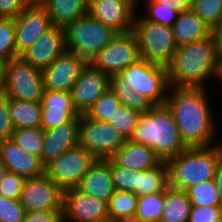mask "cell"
Wrapping results in <instances>:
<instances>
[{"label": "cell", "instance_id": "1", "mask_svg": "<svg viewBox=\"0 0 222 222\" xmlns=\"http://www.w3.org/2000/svg\"><path fill=\"white\" fill-rule=\"evenodd\" d=\"M165 104L171 110L176 126L187 147L211 146L216 124L203 87H169ZM174 89V90H173Z\"/></svg>", "mask_w": 222, "mask_h": 222}, {"label": "cell", "instance_id": "2", "mask_svg": "<svg viewBox=\"0 0 222 222\" xmlns=\"http://www.w3.org/2000/svg\"><path fill=\"white\" fill-rule=\"evenodd\" d=\"M219 53L213 35L178 46L167 66L168 83L173 87H205L209 77H218Z\"/></svg>", "mask_w": 222, "mask_h": 222}, {"label": "cell", "instance_id": "3", "mask_svg": "<svg viewBox=\"0 0 222 222\" xmlns=\"http://www.w3.org/2000/svg\"><path fill=\"white\" fill-rule=\"evenodd\" d=\"M129 140L149 146L165 162L187 148L166 104L154 105L140 114Z\"/></svg>", "mask_w": 222, "mask_h": 222}, {"label": "cell", "instance_id": "4", "mask_svg": "<svg viewBox=\"0 0 222 222\" xmlns=\"http://www.w3.org/2000/svg\"><path fill=\"white\" fill-rule=\"evenodd\" d=\"M222 157V143L206 147H187L167 163L169 187L185 191L190 186L214 180Z\"/></svg>", "mask_w": 222, "mask_h": 222}, {"label": "cell", "instance_id": "5", "mask_svg": "<svg viewBox=\"0 0 222 222\" xmlns=\"http://www.w3.org/2000/svg\"><path fill=\"white\" fill-rule=\"evenodd\" d=\"M118 32L89 13L64 28L67 51L90 62Z\"/></svg>", "mask_w": 222, "mask_h": 222}, {"label": "cell", "instance_id": "6", "mask_svg": "<svg viewBox=\"0 0 222 222\" xmlns=\"http://www.w3.org/2000/svg\"><path fill=\"white\" fill-rule=\"evenodd\" d=\"M132 32L136 36L141 59L165 67L169 65L177 49L172 27L135 16Z\"/></svg>", "mask_w": 222, "mask_h": 222}, {"label": "cell", "instance_id": "7", "mask_svg": "<svg viewBox=\"0 0 222 222\" xmlns=\"http://www.w3.org/2000/svg\"><path fill=\"white\" fill-rule=\"evenodd\" d=\"M125 86L150 100L154 105H163L170 90L167 67L140 59L120 73Z\"/></svg>", "mask_w": 222, "mask_h": 222}, {"label": "cell", "instance_id": "8", "mask_svg": "<svg viewBox=\"0 0 222 222\" xmlns=\"http://www.w3.org/2000/svg\"><path fill=\"white\" fill-rule=\"evenodd\" d=\"M6 95L16 100L41 102L44 93L42 70L21 57L2 63Z\"/></svg>", "mask_w": 222, "mask_h": 222}, {"label": "cell", "instance_id": "9", "mask_svg": "<svg viewBox=\"0 0 222 222\" xmlns=\"http://www.w3.org/2000/svg\"><path fill=\"white\" fill-rule=\"evenodd\" d=\"M97 159L77 145L45 165L44 173L63 191L76 188Z\"/></svg>", "mask_w": 222, "mask_h": 222}, {"label": "cell", "instance_id": "10", "mask_svg": "<svg viewBox=\"0 0 222 222\" xmlns=\"http://www.w3.org/2000/svg\"><path fill=\"white\" fill-rule=\"evenodd\" d=\"M141 59L136 36L132 31L118 33L90 63L99 71L108 74L121 73L126 67Z\"/></svg>", "mask_w": 222, "mask_h": 222}, {"label": "cell", "instance_id": "11", "mask_svg": "<svg viewBox=\"0 0 222 222\" xmlns=\"http://www.w3.org/2000/svg\"><path fill=\"white\" fill-rule=\"evenodd\" d=\"M125 139L108 122H99L80 115L79 145L96 159H110Z\"/></svg>", "mask_w": 222, "mask_h": 222}, {"label": "cell", "instance_id": "12", "mask_svg": "<svg viewBox=\"0 0 222 222\" xmlns=\"http://www.w3.org/2000/svg\"><path fill=\"white\" fill-rule=\"evenodd\" d=\"M63 192L44 173L42 176L25 179L19 201L26 213L47 209H62Z\"/></svg>", "mask_w": 222, "mask_h": 222}, {"label": "cell", "instance_id": "13", "mask_svg": "<svg viewBox=\"0 0 222 222\" xmlns=\"http://www.w3.org/2000/svg\"><path fill=\"white\" fill-rule=\"evenodd\" d=\"M109 88L110 76L88 62L70 91L77 112L85 114Z\"/></svg>", "mask_w": 222, "mask_h": 222}, {"label": "cell", "instance_id": "14", "mask_svg": "<svg viewBox=\"0 0 222 222\" xmlns=\"http://www.w3.org/2000/svg\"><path fill=\"white\" fill-rule=\"evenodd\" d=\"M88 62L70 51L42 70L44 90L70 92Z\"/></svg>", "mask_w": 222, "mask_h": 222}, {"label": "cell", "instance_id": "15", "mask_svg": "<svg viewBox=\"0 0 222 222\" xmlns=\"http://www.w3.org/2000/svg\"><path fill=\"white\" fill-rule=\"evenodd\" d=\"M106 201L84 194L76 188L63 192L64 221L90 222L98 221L108 216Z\"/></svg>", "mask_w": 222, "mask_h": 222}, {"label": "cell", "instance_id": "16", "mask_svg": "<svg viewBox=\"0 0 222 222\" xmlns=\"http://www.w3.org/2000/svg\"><path fill=\"white\" fill-rule=\"evenodd\" d=\"M67 51L64 29L52 25L20 57L43 70Z\"/></svg>", "mask_w": 222, "mask_h": 222}, {"label": "cell", "instance_id": "17", "mask_svg": "<svg viewBox=\"0 0 222 222\" xmlns=\"http://www.w3.org/2000/svg\"><path fill=\"white\" fill-rule=\"evenodd\" d=\"M14 21L17 57L52 26L46 9L39 6H28Z\"/></svg>", "mask_w": 222, "mask_h": 222}, {"label": "cell", "instance_id": "18", "mask_svg": "<svg viewBox=\"0 0 222 222\" xmlns=\"http://www.w3.org/2000/svg\"><path fill=\"white\" fill-rule=\"evenodd\" d=\"M137 1H89L88 13L118 33L133 30Z\"/></svg>", "mask_w": 222, "mask_h": 222}, {"label": "cell", "instance_id": "19", "mask_svg": "<svg viewBox=\"0 0 222 222\" xmlns=\"http://www.w3.org/2000/svg\"><path fill=\"white\" fill-rule=\"evenodd\" d=\"M79 135L80 117H74L58 127L44 130L41 163L45 166L67 150L79 145Z\"/></svg>", "mask_w": 222, "mask_h": 222}, {"label": "cell", "instance_id": "20", "mask_svg": "<svg viewBox=\"0 0 222 222\" xmlns=\"http://www.w3.org/2000/svg\"><path fill=\"white\" fill-rule=\"evenodd\" d=\"M80 117L73 105L71 92L44 90L41 100V128L52 129Z\"/></svg>", "mask_w": 222, "mask_h": 222}, {"label": "cell", "instance_id": "21", "mask_svg": "<svg viewBox=\"0 0 222 222\" xmlns=\"http://www.w3.org/2000/svg\"><path fill=\"white\" fill-rule=\"evenodd\" d=\"M0 161L9 172L26 178H34L44 174L45 166L40 158L28 154L11 139L0 143Z\"/></svg>", "mask_w": 222, "mask_h": 222}, {"label": "cell", "instance_id": "22", "mask_svg": "<svg viewBox=\"0 0 222 222\" xmlns=\"http://www.w3.org/2000/svg\"><path fill=\"white\" fill-rule=\"evenodd\" d=\"M110 159L120 168L136 172L155 168L163 162L149 146L131 140H125Z\"/></svg>", "mask_w": 222, "mask_h": 222}, {"label": "cell", "instance_id": "23", "mask_svg": "<svg viewBox=\"0 0 222 222\" xmlns=\"http://www.w3.org/2000/svg\"><path fill=\"white\" fill-rule=\"evenodd\" d=\"M76 189L108 203L116 191L112 180L110 159H97Z\"/></svg>", "mask_w": 222, "mask_h": 222}, {"label": "cell", "instance_id": "24", "mask_svg": "<svg viewBox=\"0 0 222 222\" xmlns=\"http://www.w3.org/2000/svg\"><path fill=\"white\" fill-rule=\"evenodd\" d=\"M172 29L177 47L207 38L212 32L191 9L179 13Z\"/></svg>", "mask_w": 222, "mask_h": 222}, {"label": "cell", "instance_id": "25", "mask_svg": "<svg viewBox=\"0 0 222 222\" xmlns=\"http://www.w3.org/2000/svg\"><path fill=\"white\" fill-rule=\"evenodd\" d=\"M43 7L52 25L64 29L72 21L88 14L89 0H48Z\"/></svg>", "mask_w": 222, "mask_h": 222}, {"label": "cell", "instance_id": "26", "mask_svg": "<svg viewBox=\"0 0 222 222\" xmlns=\"http://www.w3.org/2000/svg\"><path fill=\"white\" fill-rule=\"evenodd\" d=\"M9 112L14 130L41 128V102L10 98Z\"/></svg>", "mask_w": 222, "mask_h": 222}, {"label": "cell", "instance_id": "27", "mask_svg": "<svg viewBox=\"0 0 222 222\" xmlns=\"http://www.w3.org/2000/svg\"><path fill=\"white\" fill-rule=\"evenodd\" d=\"M191 203L185 191L168 188L160 222H188Z\"/></svg>", "mask_w": 222, "mask_h": 222}, {"label": "cell", "instance_id": "28", "mask_svg": "<svg viewBox=\"0 0 222 222\" xmlns=\"http://www.w3.org/2000/svg\"><path fill=\"white\" fill-rule=\"evenodd\" d=\"M168 188V168L165 161L155 168L138 171L137 191L135 192L138 197L165 192Z\"/></svg>", "mask_w": 222, "mask_h": 222}, {"label": "cell", "instance_id": "29", "mask_svg": "<svg viewBox=\"0 0 222 222\" xmlns=\"http://www.w3.org/2000/svg\"><path fill=\"white\" fill-rule=\"evenodd\" d=\"M126 80L119 74L110 77V88L117 95L122 105L138 113H147L154 104L146 97L135 93L132 88L125 86Z\"/></svg>", "mask_w": 222, "mask_h": 222}, {"label": "cell", "instance_id": "30", "mask_svg": "<svg viewBox=\"0 0 222 222\" xmlns=\"http://www.w3.org/2000/svg\"><path fill=\"white\" fill-rule=\"evenodd\" d=\"M107 204L109 218L121 222H133L138 196L133 192L116 190Z\"/></svg>", "mask_w": 222, "mask_h": 222}, {"label": "cell", "instance_id": "31", "mask_svg": "<svg viewBox=\"0 0 222 222\" xmlns=\"http://www.w3.org/2000/svg\"><path fill=\"white\" fill-rule=\"evenodd\" d=\"M165 192L138 197L137 211L133 222H160Z\"/></svg>", "mask_w": 222, "mask_h": 222}, {"label": "cell", "instance_id": "32", "mask_svg": "<svg viewBox=\"0 0 222 222\" xmlns=\"http://www.w3.org/2000/svg\"><path fill=\"white\" fill-rule=\"evenodd\" d=\"M185 192L192 206H221L214 180L192 185Z\"/></svg>", "mask_w": 222, "mask_h": 222}, {"label": "cell", "instance_id": "33", "mask_svg": "<svg viewBox=\"0 0 222 222\" xmlns=\"http://www.w3.org/2000/svg\"><path fill=\"white\" fill-rule=\"evenodd\" d=\"M11 140L28 154L34 155L41 160L44 143V130L42 128H24L14 130Z\"/></svg>", "mask_w": 222, "mask_h": 222}, {"label": "cell", "instance_id": "34", "mask_svg": "<svg viewBox=\"0 0 222 222\" xmlns=\"http://www.w3.org/2000/svg\"><path fill=\"white\" fill-rule=\"evenodd\" d=\"M121 106L117 95L109 88L84 114L99 122H107Z\"/></svg>", "mask_w": 222, "mask_h": 222}, {"label": "cell", "instance_id": "35", "mask_svg": "<svg viewBox=\"0 0 222 222\" xmlns=\"http://www.w3.org/2000/svg\"><path fill=\"white\" fill-rule=\"evenodd\" d=\"M17 58L15 43V21L0 18V63Z\"/></svg>", "mask_w": 222, "mask_h": 222}, {"label": "cell", "instance_id": "36", "mask_svg": "<svg viewBox=\"0 0 222 222\" xmlns=\"http://www.w3.org/2000/svg\"><path fill=\"white\" fill-rule=\"evenodd\" d=\"M139 116L140 113L121 104L112 118H109L107 122L111 124L125 140H129L137 125Z\"/></svg>", "mask_w": 222, "mask_h": 222}, {"label": "cell", "instance_id": "37", "mask_svg": "<svg viewBox=\"0 0 222 222\" xmlns=\"http://www.w3.org/2000/svg\"><path fill=\"white\" fill-rule=\"evenodd\" d=\"M191 10L213 29L222 19V0H192Z\"/></svg>", "mask_w": 222, "mask_h": 222}, {"label": "cell", "instance_id": "38", "mask_svg": "<svg viewBox=\"0 0 222 222\" xmlns=\"http://www.w3.org/2000/svg\"><path fill=\"white\" fill-rule=\"evenodd\" d=\"M147 3V16L143 15L145 20L172 27L174 22L178 19L179 13L174 10L172 5L159 4L153 0H146Z\"/></svg>", "mask_w": 222, "mask_h": 222}, {"label": "cell", "instance_id": "39", "mask_svg": "<svg viewBox=\"0 0 222 222\" xmlns=\"http://www.w3.org/2000/svg\"><path fill=\"white\" fill-rule=\"evenodd\" d=\"M112 180L116 190L135 193L137 191L138 171L120 168L110 159Z\"/></svg>", "mask_w": 222, "mask_h": 222}, {"label": "cell", "instance_id": "40", "mask_svg": "<svg viewBox=\"0 0 222 222\" xmlns=\"http://www.w3.org/2000/svg\"><path fill=\"white\" fill-rule=\"evenodd\" d=\"M26 211L19 200L0 195V222H22Z\"/></svg>", "mask_w": 222, "mask_h": 222}, {"label": "cell", "instance_id": "41", "mask_svg": "<svg viewBox=\"0 0 222 222\" xmlns=\"http://www.w3.org/2000/svg\"><path fill=\"white\" fill-rule=\"evenodd\" d=\"M25 178L13 172H7L0 182V195L12 199L19 200Z\"/></svg>", "mask_w": 222, "mask_h": 222}, {"label": "cell", "instance_id": "42", "mask_svg": "<svg viewBox=\"0 0 222 222\" xmlns=\"http://www.w3.org/2000/svg\"><path fill=\"white\" fill-rule=\"evenodd\" d=\"M188 222H222V206H192Z\"/></svg>", "mask_w": 222, "mask_h": 222}, {"label": "cell", "instance_id": "43", "mask_svg": "<svg viewBox=\"0 0 222 222\" xmlns=\"http://www.w3.org/2000/svg\"><path fill=\"white\" fill-rule=\"evenodd\" d=\"M9 100L7 95L0 98V143L11 139L14 132L9 112Z\"/></svg>", "mask_w": 222, "mask_h": 222}, {"label": "cell", "instance_id": "44", "mask_svg": "<svg viewBox=\"0 0 222 222\" xmlns=\"http://www.w3.org/2000/svg\"><path fill=\"white\" fill-rule=\"evenodd\" d=\"M22 222H64L62 209L27 212Z\"/></svg>", "mask_w": 222, "mask_h": 222}, {"label": "cell", "instance_id": "45", "mask_svg": "<svg viewBox=\"0 0 222 222\" xmlns=\"http://www.w3.org/2000/svg\"><path fill=\"white\" fill-rule=\"evenodd\" d=\"M27 7V0H0V18L15 19Z\"/></svg>", "mask_w": 222, "mask_h": 222}, {"label": "cell", "instance_id": "46", "mask_svg": "<svg viewBox=\"0 0 222 222\" xmlns=\"http://www.w3.org/2000/svg\"><path fill=\"white\" fill-rule=\"evenodd\" d=\"M156 3L159 4H166V5H172L174 10L178 12H183L190 10L192 7V0H153Z\"/></svg>", "mask_w": 222, "mask_h": 222}, {"label": "cell", "instance_id": "47", "mask_svg": "<svg viewBox=\"0 0 222 222\" xmlns=\"http://www.w3.org/2000/svg\"><path fill=\"white\" fill-rule=\"evenodd\" d=\"M214 181L218 190V196L222 206V157L219 159L214 175Z\"/></svg>", "mask_w": 222, "mask_h": 222}, {"label": "cell", "instance_id": "48", "mask_svg": "<svg viewBox=\"0 0 222 222\" xmlns=\"http://www.w3.org/2000/svg\"><path fill=\"white\" fill-rule=\"evenodd\" d=\"M211 34L215 40L218 53H222V19L218 25L212 29Z\"/></svg>", "mask_w": 222, "mask_h": 222}, {"label": "cell", "instance_id": "49", "mask_svg": "<svg viewBox=\"0 0 222 222\" xmlns=\"http://www.w3.org/2000/svg\"><path fill=\"white\" fill-rule=\"evenodd\" d=\"M6 96L5 75L3 65L0 63V98Z\"/></svg>", "mask_w": 222, "mask_h": 222}, {"label": "cell", "instance_id": "50", "mask_svg": "<svg viewBox=\"0 0 222 222\" xmlns=\"http://www.w3.org/2000/svg\"><path fill=\"white\" fill-rule=\"evenodd\" d=\"M47 2L48 0H27L28 6L43 7Z\"/></svg>", "mask_w": 222, "mask_h": 222}, {"label": "cell", "instance_id": "51", "mask_svg": "<svg viewBox=\"0 0 222 222\" xmlns=\"http://www.w3.org/2000/svg\"><path fill=\"white\" fill-rule=\"evenodd\" d=\"M217 79L222 82V53H219V72Z\"/></svg>", "mask_w": 222, "mask_h": 222}, {"label": "cell", "instance_id": "52", "mask_svg": "<svg viewBox=\"0 0 222 222\" xmlns=\"http://www.w3.org/2000/svg\"><path fill=\"white\" fill-rule=\"evenodd\" d=\"M8 170L4 166V164L0 161V182L2 181V178L6 175Z\"/></svg>", "mask_w": 222, "mask_h": 222}, {"label": "cell", "instance_id": "53", "mask_svg": "<svg viewBox=\"0 0 222 222\" xmlns=\"http://www.w3.org/2000/svg\"><path fill=\"white\" fill-rule=\"evenodd\" d=\"M90 222H121V221L114 220V219H111V218L107 217V218H104V219H101V220H98V221H90Z\"/></svg>", "mask_w": 222, "mask_h": 222}, {"label": "cell", "instance_id": "54", "mask_svg": "<svg viewBox=\"0 0 222 222\" xmlns=\"http://www.w3.org/2000/svg\"><path fill=\"white\" fill-rule=\"evenodd\" d=\"M89 1H104V0H89ZM112 1V0H107ZM114 1H137V0H114Z\"/></svg>", "mask_w": 222, "mask_h": 222}]
</instances>
